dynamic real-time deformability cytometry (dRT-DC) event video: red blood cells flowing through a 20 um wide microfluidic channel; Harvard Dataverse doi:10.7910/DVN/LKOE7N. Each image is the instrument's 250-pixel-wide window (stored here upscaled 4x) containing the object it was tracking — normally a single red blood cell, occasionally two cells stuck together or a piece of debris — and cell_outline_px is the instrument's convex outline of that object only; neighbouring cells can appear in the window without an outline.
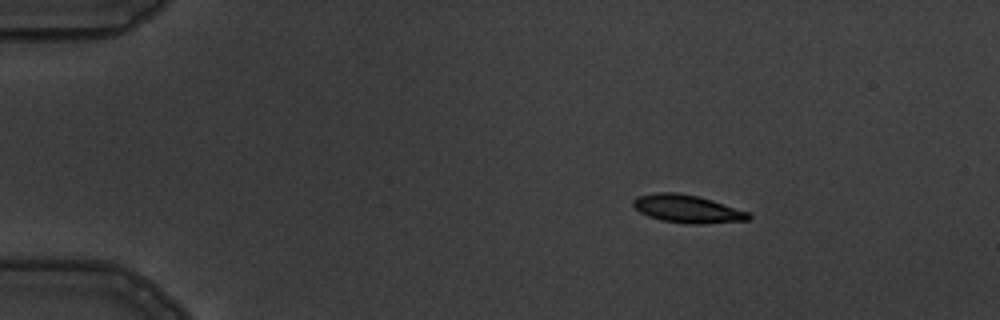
{"species": "common noctule bat (a hibernating species)", "species_latin": "Nyctalus noctula", "temperature_condition": "warm", "stored_images_in_passage": 3, "camera_frame_rate_fps": 3000, "um_per_image_px": 0.085, "animal": {"sex": "male", "body_mass_g": 19.5, "forearm_length_mm": 54.6}, "frame": {"image": 1, "passage_image": 1, "time_ms": 0.0, "image_size_px": [1000, 320], "cell_outline_px": [[752, 216], [748, 220], [700, 224], [688, 224], [660, 220], [648, 216], [640, 212], [632, 204], [632, 200], [636, 196], [656, 192], [676, 192], [696, 196], [712, 200], [748, 212]], "centroid_in_image_um": [58.38, 17.75], "position_along_channel_um": 26.6, "area_um2": 18.73}}